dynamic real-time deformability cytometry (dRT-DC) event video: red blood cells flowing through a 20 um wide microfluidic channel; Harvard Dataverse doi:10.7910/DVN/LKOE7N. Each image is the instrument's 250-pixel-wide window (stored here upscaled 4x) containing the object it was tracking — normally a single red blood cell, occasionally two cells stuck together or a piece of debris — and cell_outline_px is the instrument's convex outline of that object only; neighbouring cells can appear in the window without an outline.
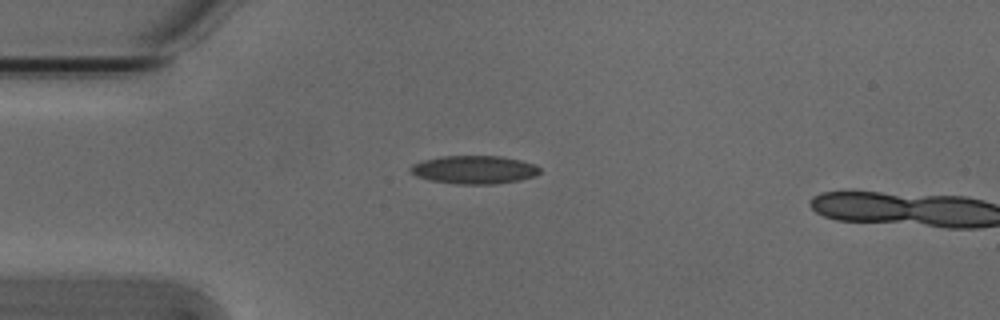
{"species": "Egyptian fruit bat (a non-hibernating species)", "species_latin": "Rousettus aegyptiacus", "temperature_condition": "cold", "stored_images_in_passage": 2, "camera_frame_rate_fps": 3000, "um_per_image_px": 0.085, "animal": {"sex": "male"}, "frame": {"image": 1, "passage_image": 1, "time_ms": 0.0, "image_size_px": [1000, 320], "cell_outline_px": [[540, 172], [536, 176], [520, 180], [496, 184], [456, 184], [428, 180], [416, 176], [408, 168], [412, 164], [424, 160], [440, 156], [500, 156], [520, 160], [536, 164], [540, 168]], "centroid_in_image_um": [40.31, 14.43], "position_along_channel_um": 44.7, "area_um2": 21.44}}